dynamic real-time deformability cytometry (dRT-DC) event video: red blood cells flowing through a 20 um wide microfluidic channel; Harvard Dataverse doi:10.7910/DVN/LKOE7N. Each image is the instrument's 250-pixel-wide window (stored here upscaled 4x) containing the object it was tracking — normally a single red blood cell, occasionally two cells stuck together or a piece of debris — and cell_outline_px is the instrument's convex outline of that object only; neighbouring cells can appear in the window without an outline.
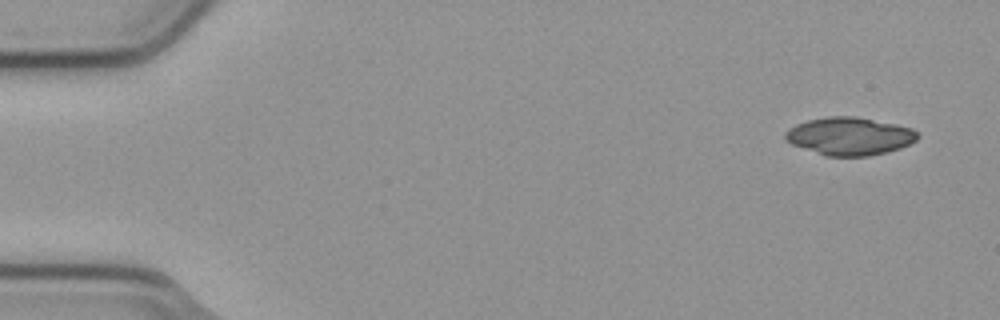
{"species": "common noctule bat (a hibernating species)", "species_latin": "Nyctalus noctula", "temperature_condition": "cold", "stored_images_in_passage": 4, "camera_frame_rate_fps": 3000, "um_per_image_px": 0.085, "animal": {"sex": "male", "body_mass_g": 23.1, "forearm_length_mm": 52.7}, "frame": {"image": 1, "passage_image": 1, "time_ms": 0.0, "image_size_px": [1000, 320], "cell_outline_px": [[920, 136], [916, 140], [900, 148], [888, 152], [868, 156], [828, 156], [792, 144], [784, 140], [784, 132], [788, 128], [796, 124], [808, 120], [828, 116], [856, 116], [896, 124], [912, 128], [920, 132]], "centroid_in_image_um": [72.23, 11.56], "position_along_channel_um": 12.8, "area_um2": 29.3}}